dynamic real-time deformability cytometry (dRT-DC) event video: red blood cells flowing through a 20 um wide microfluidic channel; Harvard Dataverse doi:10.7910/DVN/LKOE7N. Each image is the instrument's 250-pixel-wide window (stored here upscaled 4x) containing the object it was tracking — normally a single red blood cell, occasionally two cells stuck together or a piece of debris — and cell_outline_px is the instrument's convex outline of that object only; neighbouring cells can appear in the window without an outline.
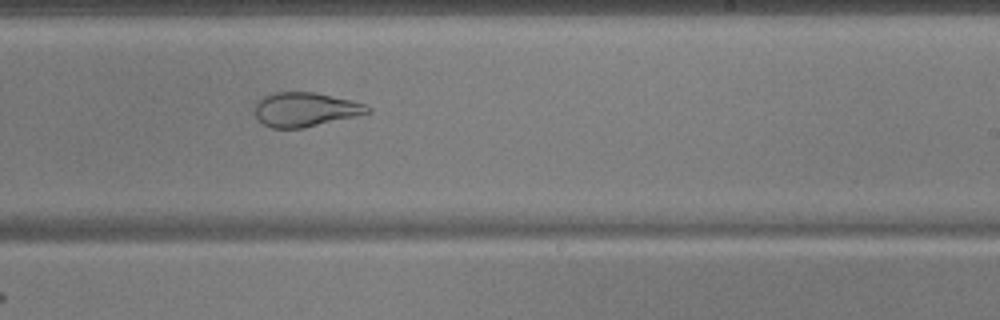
{"species": "common noctule bat (a hibernating species)", "species_latin": "Nyctalus noctula", "temperature_condition": "warm", "stored_images_in_passage": 38, "camera_frame_rate_fps": 3000, "um_per_image_px": 0.085, "animal": {"sex": "male", "body_mass_g": 17.9, "forearm_length_mm": 54.2}, "frame": {"image": 1, "passage_image": 17, "time_ms": 5.333, "image_size_px": [1000, 320], "cell_outline_px": [[372, 112], [356, 116], [304, 128], [272, 128], [264, 124], [256, 116], [256, 100], [272, 92], [316, 92], [352, 100], [364, 104], [372, 108]], "centroid_in_image_um": [25.97, 9.3], "position_along_channel_um": 263.0, "area_um2": 22.54}}
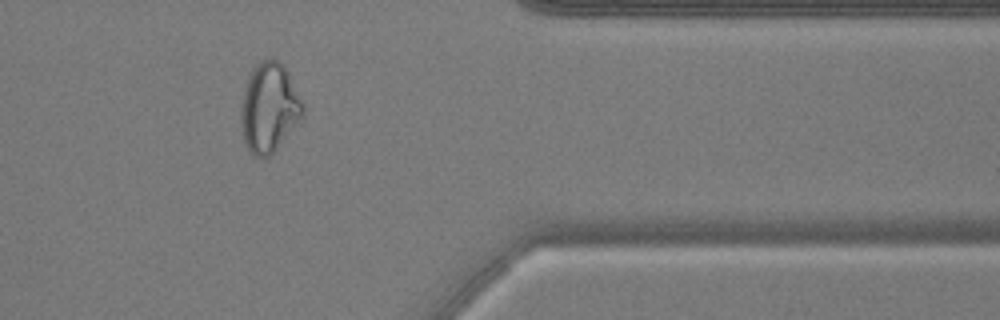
{"frame": {"image": 2, "passage_image": 28, "time_ms": 9.0, "image_size_px": [1000, 320], "cell_outline_px": [[304, 116], [276, 148], [268, 156], [252, 156], [248, 152], [244, 140], [240, 112], [244, 92], [248, 76], [256, 64], [260, 60], [268, 56], [284, 64], [304, 104]], "centroid_in_image_um": [22.89, 9.11], "position_along_channel_um": 388.5, "area_um2": 32.19}}
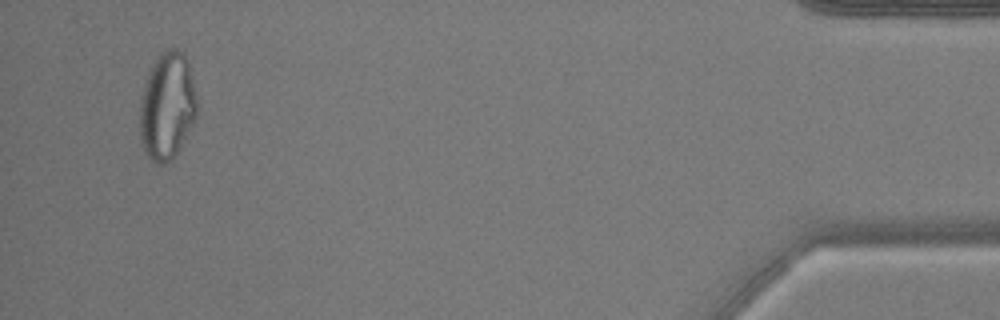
{"frame": {"image": 3, "passage_image": 35, "time_ms": 11.333, "image_size_px": [1000, 320], "cell_outline_px": [[196, 116], [180, 148], [172, 160], [164, 164], [156, 164], [144, 152], [140, 144], [140, 96], [144, 84], [152, 64], [156, 56], [160, 52], [168, 48], [176, 48], [184, 52], [188, 60], [196, 92]], "centroid_in_image_um": [14.19, 9.0], "position_along_channel_um": 421.0, "area_um2": 36.24}}